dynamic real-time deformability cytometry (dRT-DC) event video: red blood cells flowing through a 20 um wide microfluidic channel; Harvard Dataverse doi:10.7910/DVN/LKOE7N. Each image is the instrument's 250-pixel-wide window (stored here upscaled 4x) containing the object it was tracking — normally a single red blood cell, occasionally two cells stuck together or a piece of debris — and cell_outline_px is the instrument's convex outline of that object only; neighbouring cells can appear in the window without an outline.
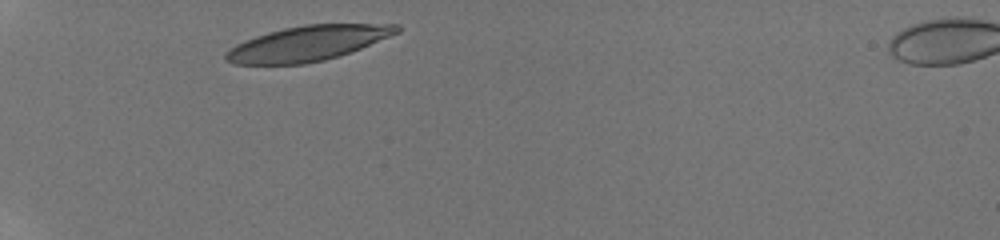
{"species": "human", "species_latin": "Homo sapiens", "temperature_condition": "room temperature", "stored_images_in_passage": 21, "camera_frame_rate_fps": 3000, "um_per_image_px": 0.085, "donor": {"sex": "male"}, "frame": {"image": 1, "passage_image": 1, "time_ms": 0.0, "image_size_px": [1000, 240], "cell_outline_px": [[400, 32], [360, 48], [324, 60], [304, 64], [232, 64], [224, 60], [224, 52], [236, 44], [244, 40], [268, 32], [284, 28], [304, 24], [400, 24]], "centroid_in_image_um": [26.11, 3.68], "position_along_channel_um": 58.9, "area_um2": 34.74}}
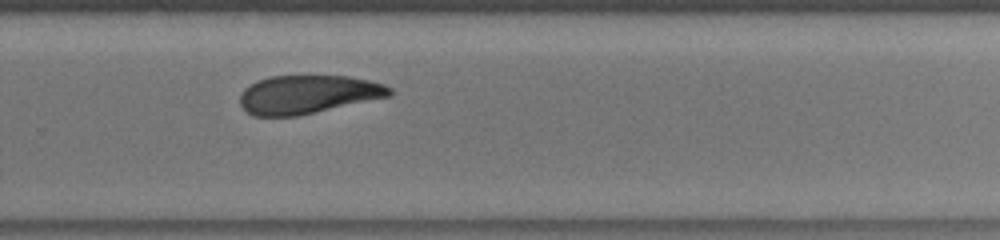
{"frame": {"image": 2, "passage_image": 15, "time_ms": 6.667, "image_size_px": [1000, 240], "cell_outline_px": [[392, 96], [296, 116], [252, 116], [240, 104], [240, 96], [244, 88], [256, 80], [272, 76], [348, 76], [368, 80], [384, 84], [392, 88]], "centroid_in_image_um": [26.17, 8.02], "position_along_channel_um": 303.6, "area_um2": 33.52}}
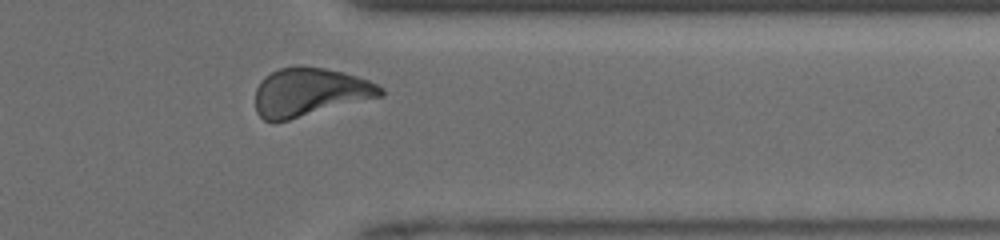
{"frame": {"image": 3, "passage_image": 19, "time_ms": 8.667, "image_size_px": [1000, 240], "cell_outline_px": [[384, 96], [272, 124], [264, 120], [256, 112], [256, 88], [260, 80], [264, 76], [280, 68], [324, 68], [344, 72], [368, 80], [384, 88]], "centroid_in_image_um": [26.33, 7.87], "position_along_channel_um": 385.1, "area_um2": 35.14}, "authors_computed_cell_mechanics": {"area_um2": 35.3736, "velocity_mm_per_s": 4.0872, "shape_relaxation_time_tau1_ms": 4.3592, "shape_relaxation_time_tau2_ms": 4.3076, "deformation_change_tau1": 0.1295, "deformation_change_tau2": 0.1194}}